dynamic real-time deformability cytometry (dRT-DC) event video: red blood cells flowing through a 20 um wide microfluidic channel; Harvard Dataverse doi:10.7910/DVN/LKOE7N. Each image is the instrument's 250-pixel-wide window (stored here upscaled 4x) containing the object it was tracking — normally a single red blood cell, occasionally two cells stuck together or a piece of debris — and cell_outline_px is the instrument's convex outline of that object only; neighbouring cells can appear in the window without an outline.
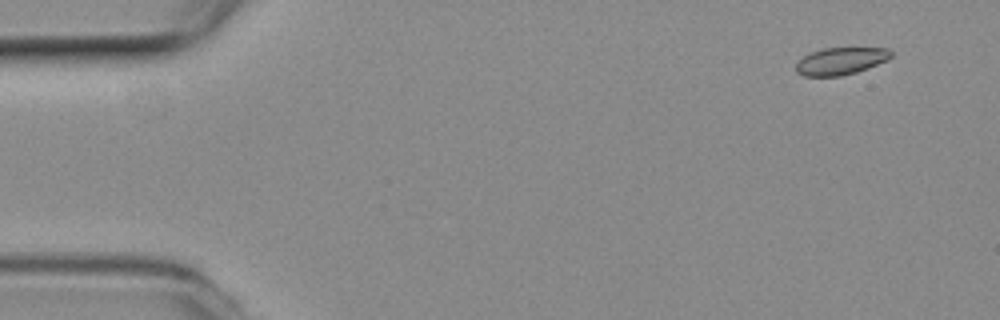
{"species": "common noctule bat (a hibernating species)", "species_latin": "Nyctalus noctula", "temperature_condition": "room temperature", "stored_images_in_passage": 52, "camera_frame_rate_fps": 3000, "um_per_image_px": 0.085, "animal": {"sex": "female", "body_mass_g": 19.3, "forearm_length_mm": 54.1}, "frame": {"image": 1, "passage_image": 1, "time_ms": 0.0, "image_size_px": [1000, 320], "cell_outline_px": [[892, 56], [888, 60], [868, 68], [856, 72], [840, 76], [804, 76], [796, 72], [796, 64], [804, 56], [820, 48], [888, 48], [892, 52]], "centroid_in_image_um": [71.48, 5.19], "position_along_channel_um": 13.5, "area_um2": 15.09}}
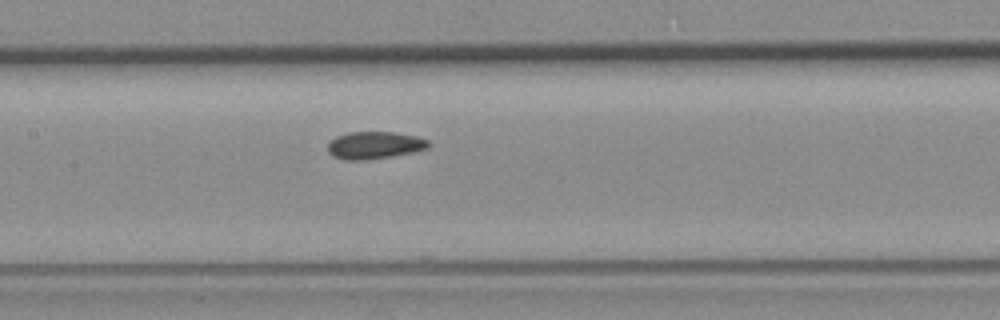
{"frame": {"image": 2, "passage_image": 23, "time_ms": 7.333, "image_size_px": [1000, 320], "cell_outline_px": [[432, 144], [428, 148], [416, 152], [392, 156], [364, 160], [344, 160], [332, 156], [328, 152], [328, 144], [336, 136], [348, 132], [392, 132], [416, 136], [428, 140]], "centroid_in_image_um": [31.85, 12.35], "position_along_channel_um": 175.5, "area_um2": 16.18}}
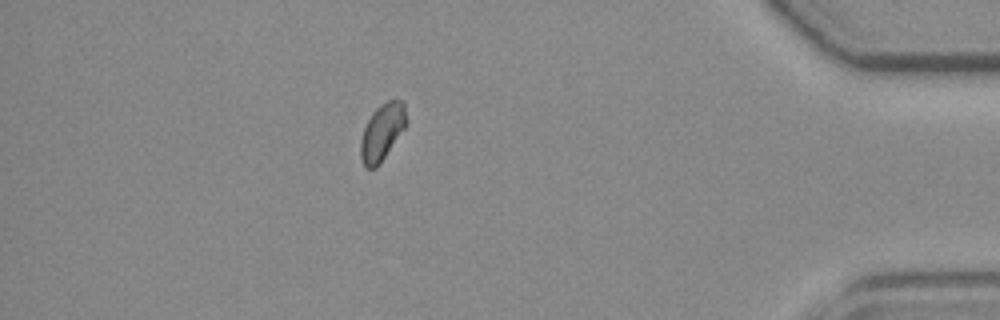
{"frame": {"image": 3, "passage_image": 45, "time_ms": 14.667, "image_size_px": [1000, 320], "cell_outline_px": [[408, 124], [380, 164], [376, 168], [364, 168], [360, 156], [360, 140], [364, 128], [372, 112], [380, 104], [388, 100], [404, 100]], "centroid_in_image_um": [32.5, 11.22], "position_along_channel_um": 402.7, "area_um2": 15.43}}